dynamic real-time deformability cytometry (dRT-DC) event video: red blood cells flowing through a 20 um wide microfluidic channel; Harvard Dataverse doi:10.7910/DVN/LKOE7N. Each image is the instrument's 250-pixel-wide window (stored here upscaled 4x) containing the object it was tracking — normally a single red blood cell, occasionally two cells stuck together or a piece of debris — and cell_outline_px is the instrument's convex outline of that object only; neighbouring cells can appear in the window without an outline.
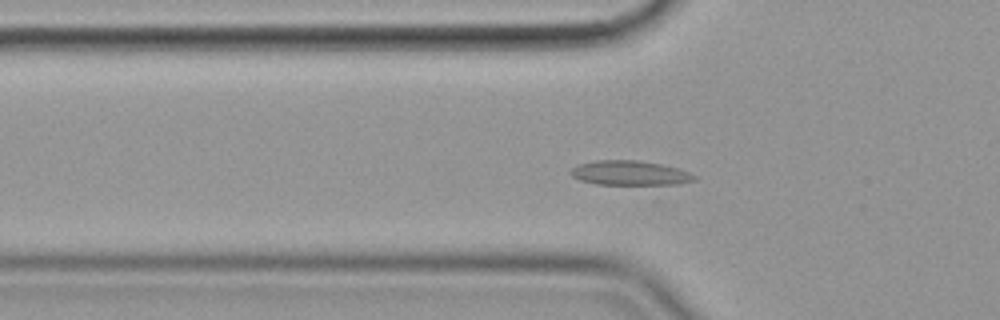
{"species": "common noctule bat (a hibernating species)", "species_latin": "Nyctalus noctula", "temperature_condition": "cold", "stored_images_in_passage": 34, "camera_frame_rate_fps": 3000, "um_per_image_px": 0.085, "animal": {"sex": "female", "body_mass_g": 19.9}, "frame": {"image": 1, "passage_image": 7, "time_ms": 2.0, "image_size_px": [1000, 320], "cell_outline_px": [[696, 180], [660, 204], [580, 180], [572, 176], [568, 172], [576, 164], [596, 160], [640, 160], [680, 168], [696, 176]], "centroid_in_image_um": [53.97, 15.12], "position_along_channel_um": 71.8, "area_um2": 24.97}}
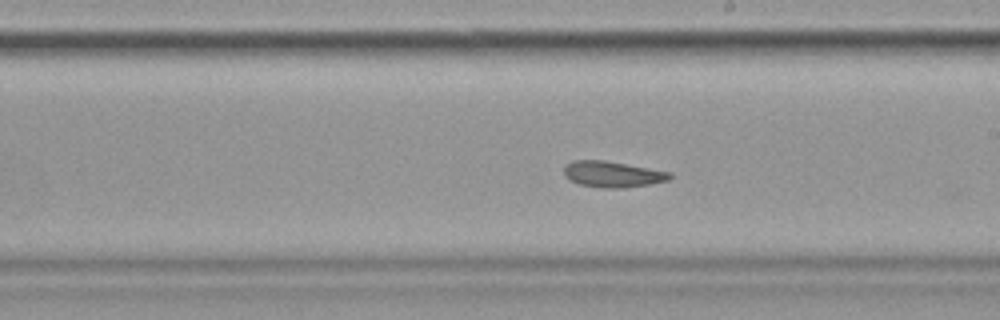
{"frame": {"image": 2, "passage_image": 21, "time_ms": 6.667, "image_size_px": [1000, 320], "cell_outline_px": [[672, 176], [668, 180], [648, 184], [624, 188], [604, 188], [580, 184], [568, 180], [564, 176], [564, 164], [572, 160], [604, 160], [672, 172]], "centroid_in_image_um": [52.02, 14.8], "position_along_channel_um": 237.0, "area_um2": 16.13}}
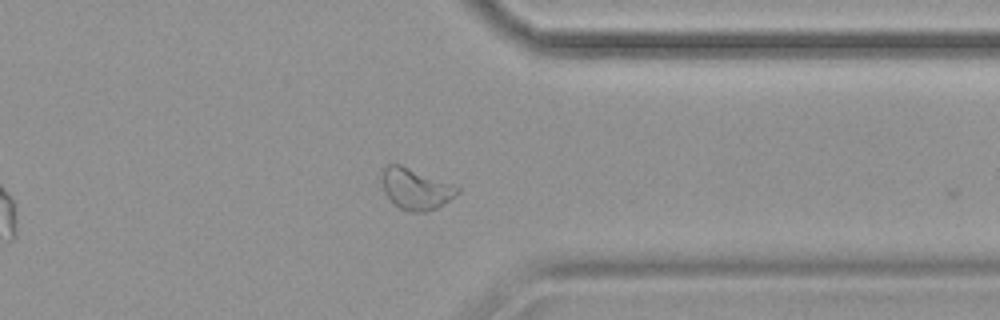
{"frame": {"image": 3, "passage_image": 33, "time_ms": 10.667, "image_size_px": [1000, 320], "cell_outline_px": [[460, 192], [444, 204], [436, 208], [424, 212], [412, 212], [400, 208], [384, 192], [384, 168], [388, 164], [400, 164], [452, 184], [460, 188]], "centroid_in_image_um": [35.39, 16.06], "position_along_channel_um": 376.0, "area_um2": 17.57}}